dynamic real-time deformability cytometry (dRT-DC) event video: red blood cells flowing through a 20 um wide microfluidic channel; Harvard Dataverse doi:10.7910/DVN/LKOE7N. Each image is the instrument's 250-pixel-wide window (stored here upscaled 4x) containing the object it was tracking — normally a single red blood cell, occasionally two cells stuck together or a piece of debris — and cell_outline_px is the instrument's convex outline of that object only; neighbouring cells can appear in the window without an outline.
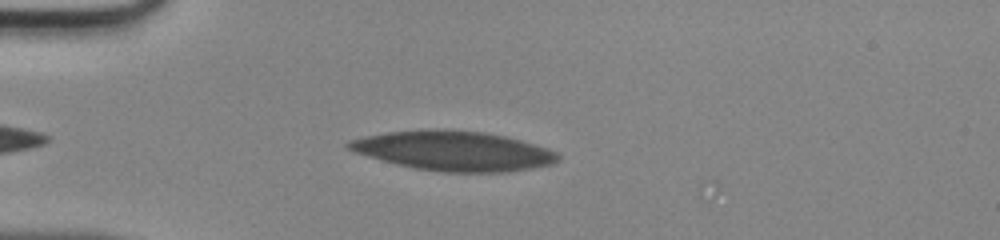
{"species": "human", "species_latin": "Homo sapiens", "temperature_condition": "room temperature", "stored_images_in_passage": 36, "camera_frame_rate_fps": 3000, "um_per_image_px": 0.085, "donor": {"sex": "male"}, "frame": {"image": 1, "passage_image": 5, "time_ms": 1.333, "image_size_px": [1000, 240], "cell_outline_px": [[560, 156], [552, 164], [532, 168], [504, 172], [444, 172], [412, 168], [356, 152], [348, 148], [344, 144], [348, 140], [388, 132], [444, 128], [484, 132], [504, 136], [520, 140], [556, 152]], "centroid_in_image_um": [38.55, 12.82], "position_along_channel_um": 46.5, "area_um2": 47.8}}
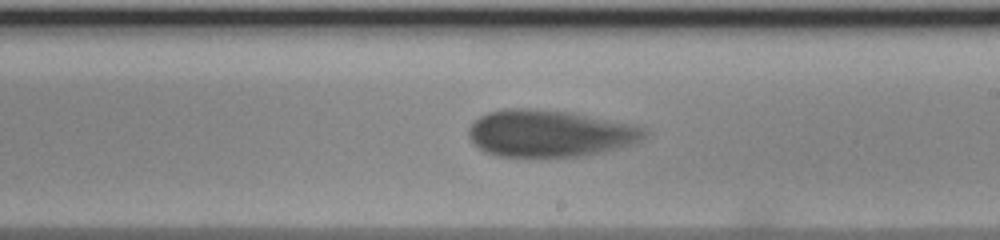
{"frame": {"image": 2, "passage_image": 21, "time_ms": 6.667, "image_size_px": [1000, 240], "cell_outline_px": [[648, 132], [640, 140], [632, 144], [620, 148], [584, 156], [540, 160], [496, 156], [484, 152], [472, 144], [468, 136], [468, 128], [480, 116], [488, 112], [504, 108], [528, 108], [572, 112], [636, 124], [644, 128]], "centroid_in_image_um": [46.7, 11.38], "position_along_channel_um": 242.3, "area_um2": 49.77}}
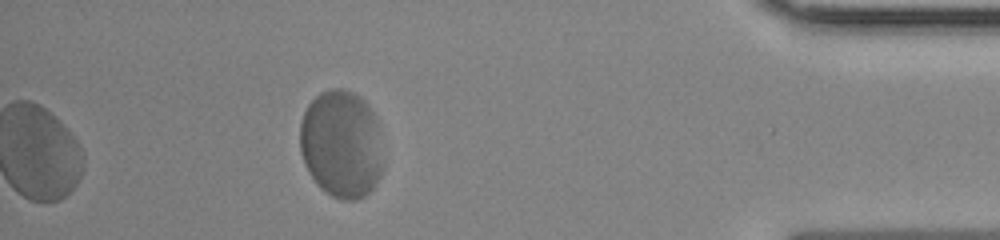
{"frame": {"image": 3, "passage_image": 36, "time_ms": 11.667, "image_size_px": [1000, 240], "cell_outline_px": [[384, 164], [380, 176], [376, 184], [364, 196], [356, 200], [344, 200], [332, 196], [320, 188], [316, 184], [304, 164], [300, 152], [300, 124], [304, 112], [308, 104], [320, 92], [332, 88], [344, 88], [360, 96], [368, 104], [376, 116], [380, 132], [384, 160]], "centroid_in_image_um": [29.04, 12.24], "position_along_channel_um": 406.2, "area_um2": 53.18}}